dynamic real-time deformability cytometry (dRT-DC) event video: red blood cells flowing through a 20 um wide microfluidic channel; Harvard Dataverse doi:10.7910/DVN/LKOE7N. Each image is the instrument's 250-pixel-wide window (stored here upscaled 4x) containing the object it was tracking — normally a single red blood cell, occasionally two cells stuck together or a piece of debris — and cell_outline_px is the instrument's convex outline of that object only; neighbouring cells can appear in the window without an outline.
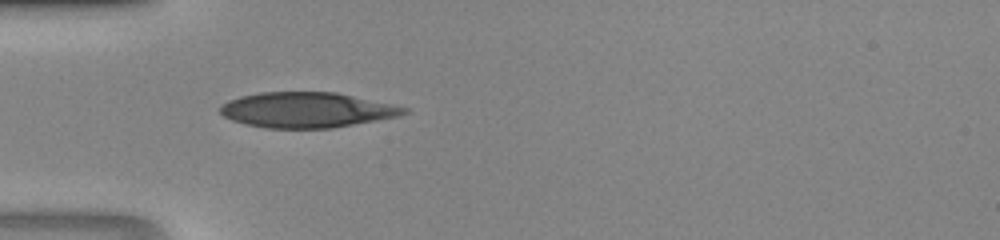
{"species": "human", "species_latin": "Homo sapiens", "temperature_condition": "room temperature", "stored_images_in_passage": 28, "camera_frame_rate_fps": 3000, "um_per_image_px": 0.085, "donor": {"sex": "male"}, "frame": {"image": 1, "passage_image": 1, "time_ms": 0.0, "image_size_px": [1000, 240], "cell_outline_px": [[408, 112], [400, 116], [332, 128], [264, 128], [244, 124], [232, 120], [224, 116], [220, 112], [220, 108], [228, 100], [240, 96], [260, 92], [336, 92], [408, 108]], "centroid_in_image_um": [26.06, 9.35], "position_along_channel_um": 58.9, "area_um2": 37.69}}
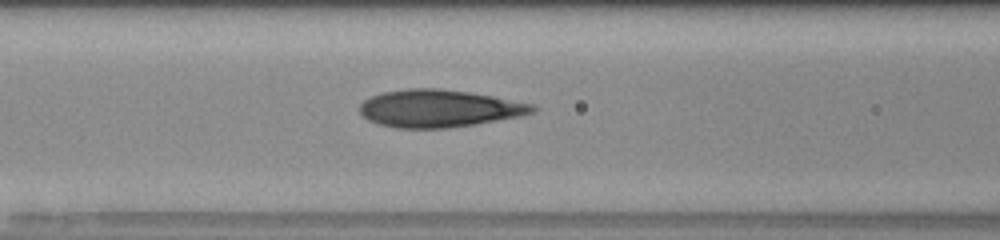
{"frame": {"image": 2, "passage_image": 6, "time_ms": 1.667, "image_size_px": [1000, 240], "cell_outline_px": [[536, 112], [520, 116], [472, 124], [444, 128], [396, 128], [380, 124], [368, 120], [360, 112], [360, 104], [364, 100], [372, 96], [384, 92], [408, 88], [436, 88], [468, 92], [492, 96], [536, 104]], "centroid_in_image_um": [37.33, 9.21], "position_along_channel_um": 129.3, "area_um2": 37.45}}
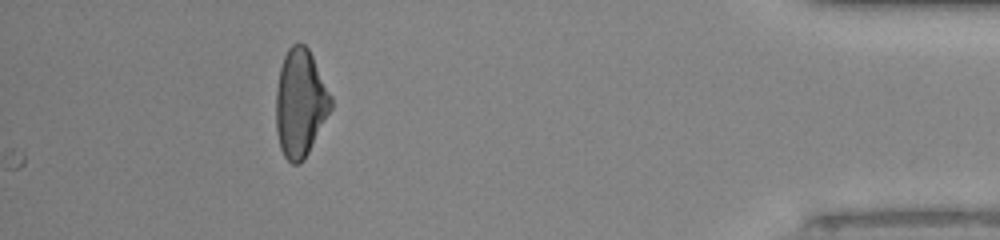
{"frame": {"image": 3, "passage_image": 28, "time_ms": 9.0, "image_size_px": [1000, 240], "cell_outline_px": [[332, 108], [304, 160], [300, 164], [292, 164], [284, 156], [280, 148], [276, 132], [276, 88], [280, 68], [284, 56], [288, 48], [292, 44], [304, 44], [308, 48], [332, 96]], "centroid_in_image_um": [25.52, 8.78], "position_along_channel_um": 409.7, "area_um2": 34.45}}